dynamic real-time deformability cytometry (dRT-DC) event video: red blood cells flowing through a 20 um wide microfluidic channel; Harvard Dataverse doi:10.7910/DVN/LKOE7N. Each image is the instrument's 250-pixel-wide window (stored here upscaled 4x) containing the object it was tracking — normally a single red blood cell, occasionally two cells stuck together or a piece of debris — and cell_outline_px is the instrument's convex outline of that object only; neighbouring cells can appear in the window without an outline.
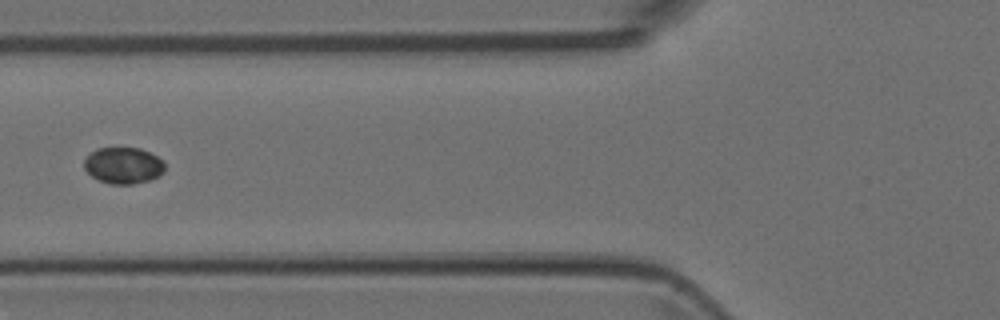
{"species": "Egyptian fruit bat (a non-hibernating species)", "species_latin": "Rousettus aegyptiacus", "temperature_condition": "room temperature", "stored_images_in_passage": 5, "segment_of_instrument_passage": [2, 2], "camera_frame_rate_fps": 3000, "um_per_image_px": 0.085, "animal": {"sex": "female"}, "frame": {"image": 1, "passage_image": 5, "time_ms": 1.333, "image_size_px": [1000, 320], "cell_outline_px": [[164, 172], [160, 176], [148, 180], [132, 184], [112, 184], [100, 180], [92, 176], [84, 168], [84, 160], [96, 148], [140, 148], [164, 160]], "centroid_in_image_um": [10.5, 14.06], "position_along_channel_um": 115.3, "area_um2": 16.99}}